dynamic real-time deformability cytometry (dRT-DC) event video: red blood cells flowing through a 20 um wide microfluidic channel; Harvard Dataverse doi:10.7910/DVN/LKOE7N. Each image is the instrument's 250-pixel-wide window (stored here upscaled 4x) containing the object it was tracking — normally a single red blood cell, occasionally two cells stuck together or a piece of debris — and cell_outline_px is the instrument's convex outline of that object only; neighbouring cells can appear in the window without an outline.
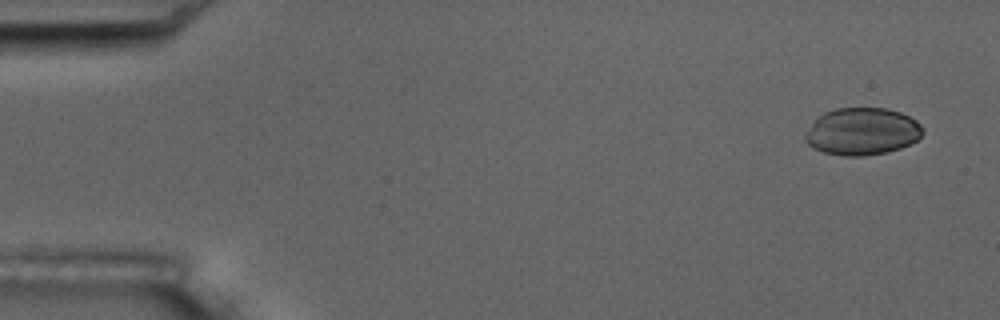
{"species": "common noctule bat (a hibernating species)", "species_latin": "Nyctalus noctula", "temperature_condition": "room temperature", "stored_images_in_passage": 4, "camera_frame_rate_fps": 3000, "um_per_image_px": 0.085, "animal": {"sex": "male", "body_mass_g": 17.5, "forearm_length_mm": 52.3}, "frame": {"image": 1, "passage_image": 1, "time_ms": 0.0, "image_size_px": [1000, 320], "cell_outline_px": [[924, 132], [916, 140], [900, 148], [884, 152], [864, 156], [844, 156], [824, 152], [808, 144], [804, 140], [804, 136], [812, 124], [824, 112], [836, 108], [888, 108], [900, 112], [916, 120], [924, 128]], "centroid_in_image_um": [73.3, 11.17], "position_along_channel_um": 11.7, "area_um2": 32.14}}